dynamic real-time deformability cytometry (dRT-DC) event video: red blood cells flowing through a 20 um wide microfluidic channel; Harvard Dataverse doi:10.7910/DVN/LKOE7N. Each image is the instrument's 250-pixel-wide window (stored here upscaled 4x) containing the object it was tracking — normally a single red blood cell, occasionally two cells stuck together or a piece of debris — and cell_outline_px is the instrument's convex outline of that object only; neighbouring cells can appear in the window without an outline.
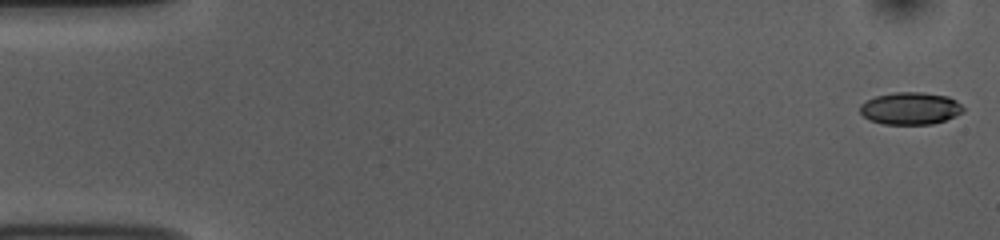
{"species": "common noctule bat (a hibernating species)", "species_latin": "Nyctalus noctula", "temperature_condition": "room temperature", "stored_images_in_passage": 15, "camera_frame_rate_fps": 3000, "um_per_image_px": 0.085, "animal": {"sex": "female", "body_mass_g": 10.0, "forearm_length_mm": 53.1}, "frame": {"image": 1, "passage_image": 1, "time_ms": 0.0, "image_size_px": [1000, 240], "cell_outline_px": [[964, 112], [944, 120], [932, 124], [884, 124], [868, 120], [860, 112], [860, 104], [876, 96], [896, 92], [924, 92], [948, 96], [956, 100], [964, 108]], "centroid_in_image_um": [77.39, 9.21], "position_along_channel_um": 7.6, "area_um2": 19.42}}
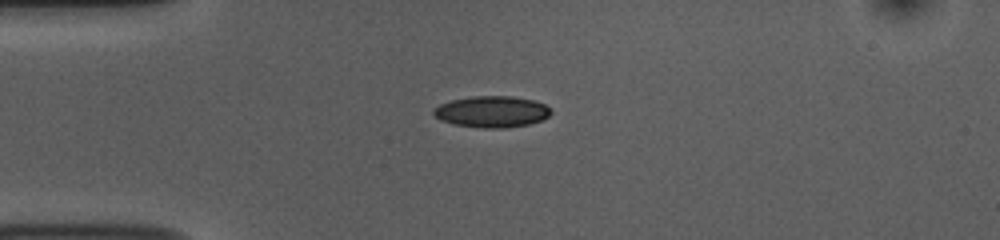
{"frame": {"image": 2, "passage_image": 13, "time_ms": 4.0, "image_size_px": [1000, 240], "cell_outline_px": [[552, 112], [548, 116], [540, 120], [528, 124], [504, 128], [484, 128], [456, 124], [440, 120], [432, 112], [440, 104], [452, 100], [472, 96], [512, 96], [536, 100], [544, 104]], "centroid_in_image_um": [41.82, 9.48], "position_along_channel_um": 43.2, "area_um2": 21.21}}